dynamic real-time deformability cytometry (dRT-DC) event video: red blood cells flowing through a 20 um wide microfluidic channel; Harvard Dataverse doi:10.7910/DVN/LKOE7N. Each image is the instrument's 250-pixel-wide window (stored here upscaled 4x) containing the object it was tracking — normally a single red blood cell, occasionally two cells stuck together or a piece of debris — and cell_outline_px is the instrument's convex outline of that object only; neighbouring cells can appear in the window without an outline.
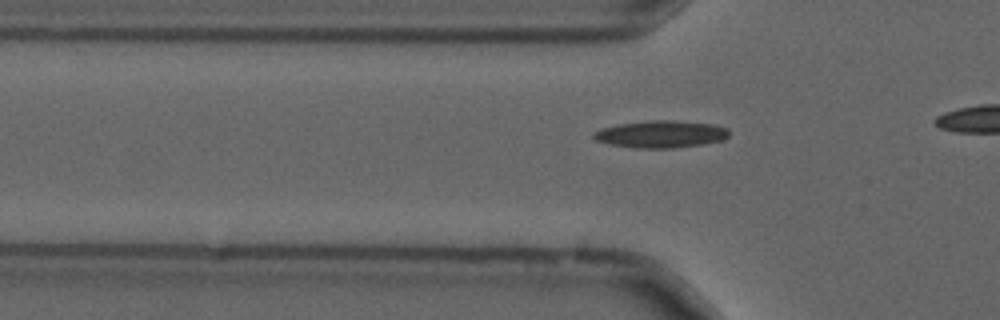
{"species": "common noctule bat (a hibernating species)", "species_latin": "Nyctalus noctula", "temperature_condition": "cold", "stored_images_in_passage": 9, "camera_frame_rate_fps": 3000, "um_per_image_px": 0.085, "animal": {"sex": "male", "forearm_length_mm": 52.5}, "frame": {"image": 1, "passage_image": 3, "time_ms": 0.667, "image_size_px": [1000, 320], "cell_outline_px": [[728, 136], [724, 140], [704, 144], [672, 148], [636, 148], [608, 144], [596, 140], [592, 136], [592, 132], [600, 128], [620, 124], [652, 120], [672, 120], [716, 124], [728, 128]], "centroid_in_image_um": [56.18, 11.4], "position_along_channel_um": 69.6, "area_um2": 21.62}}
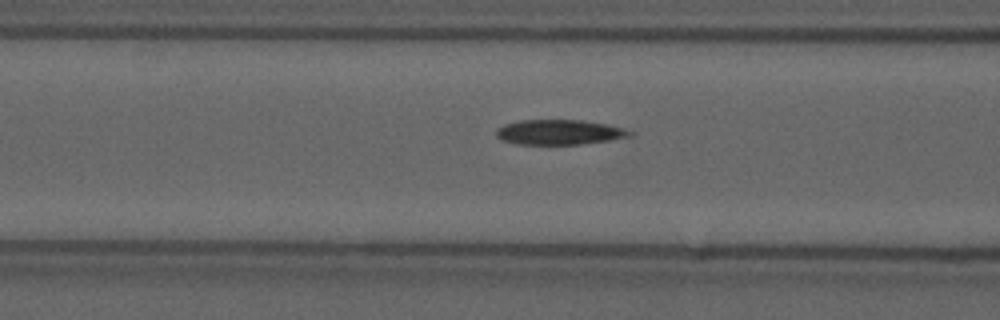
{"frame": {"image": 2, "passage_image": 7, "time_ms": 2.0, "image_size_px": [1000, 320], "cell_outline_px": [[636, 132], [632, 136], [608, 140], [580, 144], [516, 144], [500, 140], [496, 136], [496, 128], [504, 124], [520, 120], [580, 120], [604, 124]], "centroid_in_image_um": [47.48, 11.24], "position_along_channel_um": 119.1, "area_um2": 19.36}}